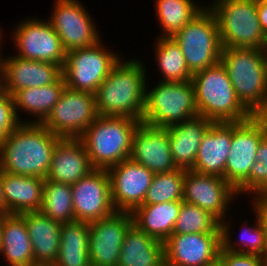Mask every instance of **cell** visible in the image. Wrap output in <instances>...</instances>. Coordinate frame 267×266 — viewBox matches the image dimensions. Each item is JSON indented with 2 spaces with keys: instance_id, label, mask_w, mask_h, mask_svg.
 <instances>
[{
  "instance_id": "6da1fadb",
  "label": "cell",
  "mask_w": 267,
  "mask_h": 266,
  "mask_svg": "<svg viewBox=\"0 0 267 266\" xmlns=\"http://www.w3.org/2000/svg\"><path fill=\"white\" fill-rule=\"evenodd\" d=\"M61 139L42 123H20L1 142V171L46 179L54 148Z\"/></svg>"
},
{
  "instance_id": "7a4b0ae2",
  "label": "cell",
  "mask_w": 267,
  "mask_h": 266,
  "mask_svg": "<svg viewBox=\"0 0 267 266\" xmlns=\"http://www.w3.org/2000/svg\"><path fill=\"white\" fill-rule=\"evenodd\" d=\"M121 60L95 93L98 115L129 117L142 122L148 84L145 66L138 59Z\"/></svg>"
},
{
  "instance_id": "3957f363",
  "label": "cell",
  "mask_w": 267,
  "mask_h": 266,
  "mask_svg": "<svg viewBox=\"0 0 267 266\" xmlns=\"http://www.w3.org/2000/svg\"><path fill=\"white\" fill-rule=\"evenodd\" d=\"M220 62L241 103L254 116H267V65L263 49L223 47Z\"/></svg>"
},
{
  "instance_id": "277c9868",
  "label": "cell",
  "mask_w": 267,
  "mask_h": 266,
  "mask_svg": "<svg viewBox=\"0 0 267 266\" xmlns=\"http://www.w3.org/2000/svg\"><path fill=\"white\" fill-rule=\"evenodd\" d=\"M191 81L198 116L214 123L244 122L254 116L238 99L228 72L220 61L194 73Z\"/></svg>"
},
{
  "instance_id": "5b68a950",
  "label": "cell",
  "mask_w": 267,
  "mask_h": 266,
  "mask_svg": "<svg viewBox=\"0 0 267 266\" xmlns=\"http://www.w3.org/2000/svg\"><path fill=\"white\" fill-rule=\"evenodd\" d=\"M141 121L129 117L99 116L79 138L90 163L96 169H108L128 159L132 141Z\"/></svg>"
},
{
  "instance_id": "8992f818",
  "label": "cell",
  "mask_w": 267,
  "mask_h": 266,
  "mask_svg": "<svg viewBox=\"0 0 267 266\" xmlns=\"http://www.w3.org/2000/svg\"><path fill=\"white\" fill-rule=\"evenodd\" d=\"M212 3L207 6L215 15L223 47L263 49L267 36L260 25L256 0Z\"/></svg>"
},
{
  "instance_id": "52a82bcc",
  "label": "cell",
  "mask_w": 267,
  "mask_h": 266,
  "mask_svg": "<svg viewBox=\"0 0 267 266\" xmlns=\"http://www.w3.org/2000/svg\"><path fill=\"white\" fill-rule=\"evenodd\" d=\"M148 86L145 87L143 123L166 128L198 116L192 81L159 80L152 89Z\"/></svg>"
},
{
  "instance_id": "ba28073f",
  "label": "cell",
  "mask_w": 267,
  "mask_h": 266,
  "mask_svg": "<svg viewBox=\"0 0 267 266\" xmlns=\"http://www.w3.org/2000/svg\"><path fill=\"white\" fill-rule=\"evenodd\" d=\"M194 74L220 61L222 43L214 13L206 5L173 36Z\"/></svg>"
},
{
  "instance_id": "9c48e42d",
  "label": "cell",
  "mask_w": 267,
  "mask_h": 266,
  "mask_svg": "<svg viewBox=\"0 0 267 266\" xmlns=\"http://www.w3.org/2000/svg\"><path fill=\"white\" fill-rule=\"evenodd\" d=\"M103 40L91 47L66 52L62 74L66 86L95 94L112 68L119 62V54L104 48ZM110 50V51H109Z\"/></svg>"
},
{
  "instance_id": "30bf717a",
  "label": "cell",
  "mask_w": 267,
  "mask_h": 266,
  "mask_svg": "<svg viewBox=\"0 0 267 266\" xmlns=\"http://www.w3.org/2000/svg\"><path fill=\"white\" fill-rule=\"evenodd\" d=\"M98 117L95 94L66 86L42 124L60 138H80Z\"/></svg>"
},
{
  "instance_id": "8fae6325",
  "label": "cell",
  "mask_w": 267,
  "mask_h": 266,
  "mask_svg": "<svg viewBox=\"0 0 267 266\" xmlns=\"http://www.w3.org/2000/svg\"><path fill=\"white\" fill-rule=\"evenodd\" d=\"M267 135V116L232 122V143L225 167V180L236 190L248 177L260 141Z\"/></svg>"
},
{
  "instance_id": "7c38bea8",
  "label": "cell",
  "mask_w": 267,
  "mask_h": 266,
  "mask_svg": "<svg viewBox=\"0 0 267 266\" xmlns=\"http://www.w3.org/2000/svg\"><path fill=\"white\" fill-rule=\"evenodd\" d=\"M49 22L66 52L91 47L101 40L92 16L78 0H55ZM91 16V17H90Z\"/></svg>"
},
{
  "instance_id": "4fadbf2b",
  "label": "cell",
  "mask_w": 267,
  "mask_h": 266,
  "mask_svg": "<svg viewBox=\"0 0 267 266\" xmlns=\"http://www.w3.org/2000/svg\"><path fill=\"white\" fill-rule=\"evenodd\" d=\"M30 19L18 23L12 32L13 38L11 39L14 40L16 50H18L16 56L58 64L63 68L66 51L48 19L47 21L34 17Z\"/></svg>"
},
{
  "instance_id": "5bb4252c",
  "label": "cell",
  "mask_w": 267,
  "mask_h": 266,
  "mask_svg": "<svg viewBox=\"0 0 267 266\" xmlns=\"http://www.w3.org/2000/svg\"><path fill=\"white\" fill-rule=\"evenodd\" d=\"M71 186L75 221L91 223L116 212L107 169L94 168Z\"/></svg>"
},
{
  "instance_id": "9a60e30c",
  "label": "cell",
  "mask_w": 267,
  "mask_h": 266,
  "mask_svg": "<svg viewBox=\"0 0 267 266\" xmlns=\"http://www.w3.org/2000/svg\"><path fill=\"white\" fill-rule=\"evenodd\" d=\"M116 212L132 213L144 202L154 173L130 158L107 169Z\"/></svg>"
},
{
  "instance_id": "2e32d148",
  "label": "cell",
  "mask_w": 267,
  "mask_h": 266,
  "mask_svg": "<svg viewBox=\"0 0 267 266\" xmlns=\"http://www.w3.org/2000/svg\"><path fill=\"white\" fill-rule=\"evenodd\" d=\"M132 224L130 212H115L108 218L89 223L91 266H118L124 236Z\"/></svg>"
},
{
  "instance_id": "e0dca14e",
  "label": "cell",
  "mask_w": 267,
  "mask_h": 266,
  "mask_svg": "<svg viewBox=\"0 0 267 266\" xmlns=\"http://www.w3.org/2000/svg\"><path fill=\"white\" fill-rule=\"evenodd\" d=\"M221 241V233L171 235L164 242V259L169 266H215Z\"/></svg>"
},
{
  "instance_id": "ac0fdd59",
  "label": "cell",
  "mask_w": 267,
  "mask_h": 266,
  "mask_svg": "<svg viewBox=\"0 0 267 266\" xmlns=\"http://www.w3.org/2000/svg\"><path fill=\"white\" fill-rule=\"evenodd\" d=\"M236 196V190L224 178L185 170L183 201L210 212L220 222Z\"/></svg>"
},
{
  "instance_id": "d6986e66",
  "label": "cell",
  "mask_w": 267,
  "mask_h": 266,
  "mask_svg": "<svg viewBox=\"0 0 267 266\" xmlns=\"http://www.w3.org/2000/svg\"><path fill=\"white\" fill-rule=\"evenodd\" d=\"M129 158L154 174L177 169L172 159L166 128L152 127L143 122L134 133Z\"/></svg>"
},
{
  "instance_id": "ffe728a7",
  "label": "cell",
  "mask_w": 267,
  "mask_h": 266,
  "mask_svg": "<svg viewBox=\"0 0 267 266\" xmlns=\"http://www.w3.org/2000/svg\"><path fill=\"white\" fill-rule=\"evenodd\" d=\"M94 168L79 138H62L53 151L47 180L73 185Z\"/></svg>"
},
{
  "instance_id": "44dd1931",
  "label": "cell",
  "mask_w": 267,
  "mask_h": 266,
  "mask_svg": "<svg viewBox=\"0 0 267 266\" xmlns=\"http://www.w3.org/2000/svg\"><path fill=\"white\" fill-rule=\"evenodd\" d=\"M231 143L232 122L213 123L202 137L199 152L191 170L225 179V167Z\"/></svg>"
},
{
  "instance_id": "7402d4cb",
  "label": "cell",
  "mask_w": 267,
  "mask_h": 266,
  "mask_svg": "<svg viewBox=\"0 0 267 266\" xmlns=\"http://www.w3.org/2000/svg\"><path fill=\"white\" fill-rule=\"evenodd\" d=\"M213 123L197 116L166 127L172 159L177 168L191 170L194 167L202 137Z\"/></svg>"
},
{
  "instance_id": "603a6c76",
  "label": "cell",
  "mask_w": 267,
  "mask_h": 266,
  "mask_svg": "<svg viewBox=\"0 0 267 266\" xmlns=\"http://www.w3.org/2000/svg\"><path fill=\"white\" fill-rule=\"evenodd\" d=\"M5 59L7 92L11 96L21 89L53 84L63 75L62 67L58 64L23 59L16 55Z\"/></svg>"
},
{
  "instance_id": "cb8c5ba5",
  "label": "cell",
  "mask_w": 267,
  "mask_h": 266,
  "mask_svg": "<svg viewBox=\"0 0 267 266\" xmlns=\"http://www.w3.org/2000/svg\"><path fill=\"white\" fill-rule=\"evenodd\" d=\"M25 219L36 265H53L60 248L61 226L40 211L21 214Z\"/></svg>"
},
{
  "instance_id": "d4e9b609",
  "label": "cell",
  "mask_w": 267,
  "mask_h": 266,
  "mask_svg": "<svg viewBox=\"0 0 267 266\" xmlns=\"http://www.w3.org/2000/svg\"><path fill=\"white\" fill-rule=\"evenodd\" d=\"M45 179L13 175L2 171L7 214L40 211Z\"/></svg>"
},
{
  "instance_id": "484cf974",
  "label": "cell",
  "mask_w": 267,
  "mask_h": 266,
  "mask_svg": "<svg viewBox=\"0 0 267 266\" xmlns=\"http://www.w3.org/2000/svg\"><path fill=\"white\" fill-rule=\"evenodd\" d=\"M1 255L9 266H36L32 242L21 214L2 215Z\"/></svg>"
},
{
  "instance_id": "4316f807",
  "label": "cell",
  "mask_w": 267,
  "mask_h": 266,
  "mask_svg": "<svg viewBox=\"0 0 267 266\" xmlns=\"http://www.w3.org/2000/svg\"><path fill=\"white\" fill-rule=\"evenodd\" d=\"M66 87L63 75L53 84L41 87L25 88L16 91L12 97L16 116L20 123V112L32 114L34 120H28L26 123H42L52 111L53 107L59 101L63 90ZM36 119V121H35Z\"/></svg>"
},
{
  "instance_id": "83f0119b",
  "label": "cell",
  "mask_w": 267,
  "mask_h": 266,
  "mask_svg": "<svg viewBox=\"0 0 267 266\" xmlns=\"http://www.w3.org/2000/svg\"><path fill=\"white\" fill-rule=\"evenodd\" d=\"M183 201L141 205L133 212V224L164 243L173 233Z\"/></svg>"
},
{
  "instance_id": "f1b7e54d",
  "label": "cell",
  "mask_w": 267,
  "mask_h": 266,
  "mask_svg": "<svg viewBox=\"0 0 267 266\" xmlns=\"http://www.w3.org/2000/svg\"><path fill=\"white\" fill-rule=\"evenodd\" d=\"M164 258V243L132 224L125 233L118 266H154Z\"/></svg>"
},
{
  "instance_id": "f546056e",
  "label": "cell",
  "mask_w": 267,
  "mask_h": 266,
  "mask_svg": "<svg viewBox=\"0 0 267 266\" xmlns=\"http://www.w3.org/2000/svg\"><path fill=\"white\" fill-rule=\"evenodd\" d=\"M54 266H91L89 258V223H62L60 248Z\"/></svg>"
},
{
  "instance_id": "4dcf8cb0",
  "label": "cell",
  "mask_w": 267,
  "mask_h": 266,
  "mask_svg": "<svg viewBox=\"0 0 267 266\" xmlns=\"http://www.w3.org/2000/svg\"><path fill=\"white\" fill-rule=\"evenodd\" d=\"M155 43V62L163 77L161 81H191L193 74L189 71L181 48L174 38L159 36Z\"/></svg>"
},
{
  "instance_id": "1f68e13d",
  "label": "cell",
  "mask_w": 267,
  "mask_h": 266,
  "mask_svg": "<svg viewBox=\"0 0 267 266\" xmlns=\"http://www.w3.org/2000/svg\"><path fill=\"white\" fill-rule=\"evenodd\" d=\"M195 0H156L155 13L162 28L161 37H172L204 7Z\"/></svg>"
},
{
  "instance_id": "d6a6232c",
  "label": "cell",
  "mask_w": 267,
  "mask_h": 266,
  "mask_svg": "<svg viewBox=\"0 0 267 266\" xmlns=\"http://www.w3.org/2000/svg\"><path fill=\"white\" fill-rule=\"evenodd\" d=\"M40 212L61 224L74 222L72 186L45 179Z\"/></svg>"
},
{
  "instance_id": "836d02e7",
  "label": "cell",
  "mask_w": 267,
  "mask_h": 266,
  "mask_svg": "<svg viewBox=\"0 0 267 266\" xmlns=\"http://www.w3.org/2000/svg\"><path fill=\"white\" fill-rule=\"evenodd\" d=\"M256 218L253 227L243 223L244 231L240 234L238 241L231 240V223L227 219H224L220 222L221 228V238H222V248L227 251H233L236 253H245V254H254L261 257V252L263 248V243L265 240L266 232L264 226L260 221L258 214L254 213ZM230 224V225H229ZM246 226V227H245ZM246 228V229H245ZM230 229V230H229ZM242 231V229H241ZM238 243H237V242ZM236 243V244H235ZM241 243V244H240Z\"/></svg>"
},
{
  "instance_id": "e575fe53",
  "label": "cell",
  "mask_w": 267,
  "mask_h": 266,
  "mask_svg": "<svg viewBox=\"0 0 267 266\" xmlns=\"http://www.w3.org/2000/svg\"><path fill=\"white\" fill-rule=\"evenodd\" d=\"M185 169L156 173L142 205L183 201Z\"/></svg>"
},
{
  "instance_id": "d590c367",
  "label": "cell",
  "mask_w": 267,
  "mask_h": 266,
  "mask_svg": "<svg viewBox=\"0 0 267 266\" xmlns=\"http://www.w3.org/2000/svg\"><path fill=\"white\" fill-rule=\"evenodd\" d=\"M221 233L220 221L197 205L182 202L172 235Z\"/></svg>"
},
{
  "instance_id": "8d00e7d4",
  "label": "cell",
  "mask_w": 267,
  "mask_h": 266,
  "mask_svg": "<svg viewBox=\"0 0 267 266\" xmlns=\"http://www.w3.org/2000/svg\"><path fill=\"white\" fill-rule=\"evenodd\" d=\"M255 159L249 177L236 189L237 195H267V135L260 141Z\"/></svg>"
},
{
  "instance_id": "74e56055",
  "label": "cell",
  "mask_w": 267,
  "mask_h": 266,
  "mask_svg": "<svg viewBox=\"0 0 267 266\" xmlns=\"http://www.w3.org/2000/svg\"><path fill=\"white\" fill-rule=\"evenodd\" d=\"M20 124L14 108L13 97L8 92L0 93V145Z\"/></svg>"
},
{
  "instance_id": "f35d334b",
  "label": "cell",
  "mask_w": 267,
  "mask_h": 266,
  "mask_svg": "<svg viewBox=\"0 0 267 266\" xmlns=\"http://www.w3.org/2000/svg\"><path fill=\"white\" fill-rule=\"evenodd\" d=\"M218 264L220 266H267L259 255L236 253L224 250L222 247L219 252Z\"/></svg>"
},
{
  "instance_id": "ab89813d",
  "label": "cell",
  "mask_w": 267,
  "mask_h": 266,
  "mask_svg": "<svg viewBox=\"0 0 267 266\" xmlns=\"http://www.w3.org/2000/svg\"><path fill=\"white\" fill-rule=\"evenodd\" d=\"M252 210L256 212L267 233V195L252 196Z\"/></svg>"
},
{
  "instance_id": "60d3db41",
  "label": "cell",
  "mask_w": 267,
  "mask_h": 266,
  "mask_svg": "<svg viewBox=\"0 0 267 266\" xmlns=\"http://www.w3.org/2000/svg\"><path fill=\"white\" fill-rule=\"evenodd\" d=\"M257 12L261 28L267 36V0H256Z\"/></svg>"
},
{
  "instance_id": "b9f144b4",
  "label": "cell",
  "mask_w": 267,
  "mask_h": 266,
  "mask_svg": "<svg viewBox=\"0 0 267 266\" xmlns=\"http://www.w3.org/2000/svg\"><path fill=\"white\" fill-rule=\"evenodd\" d=\"M7 92V71H6V59L0 61V93Z\"/></svg>"
},
{
  "instance_id": "7bdbcfd3",
  "label": "cell",
  "mask_w": 267,
  "mask_h": 266,
  "mask_svg": "<svg viewBox=\"0 0 267 266\" xmlns=\"http://www.w3.org/2000/svg\"><path fill=\"white\" fill-rule=\"evenodd\" d=\"M0 214L6 215L7 214V206L4 197L3 185H2V171L0 168Z\"/></svg>"
},
{
  "instance_id": "ee69618b",
  "label": "cell",
  "mask_w": 267,
  "mask_h": 266,
  "mask_svg": "<svg viewBox=\"0 0 267 266\" xmlns=\"http://www.w3.org/2000/svg\"><path fill=\"white\" fill-rule=\"evenodd\" d=\"M261 258L266 262L267 264V233L265 235V240L263 243V248H262V252H261Z\"/></svg>"
},
{
  "instance_id": "f6af8a7d",
  "label": "cell",
  "mask_w": 267,
  "mask_h": 266,
  "mask_svg": "<svg viewBox=\"0 0 267 266\" xmlns=\"http://www.w3.org/2000/svg\"><path fill=\"white\" fill-rule=\"evenodd\" d=\"M2 214H0V251H1V246H2Z\"/></svg>"
},
{
  "instance_id": "bcb514c9",
  "label": "cell",
  "mask_w": 267,
  "mask_h": 266,
  "mask_svg": "<svg viewBox=\"0 0 267 266\" xmlns=\"http://www.w3.org/2000/svg\"><path fill=\"white\" fill-rule=\"evenodd\" d=\"M263 52H264L265 61H266V65H267V37H266L265 44L263 47Z\"/></svg>"
},
{
  "instance_id": "7dc6e473",
  "label": "cell",
  "mask_w": 267,
  "mask_h": 266,
  "mask_svg": "<svg viewBox=\"0 0 267 266\" xmlns=\"http://www.w3.org/2000/svg\"><path fill=\"white\" fill-rule=\"evenodd\" d=\"M1 32H2V30H0V49H1V46H2V43H3V41H2L3 40V35H2ZM1 55H2V52L0 50V61L3 59Z\"/></svg>"
},
{
  "instance_id": "c3c4849f",
  "label": "cell",
  "mask_w": 267,
  "mask_h": 266,
  "mask_svg": "<svg viewBox=\"0 0 267 266\" xmlns=\"http://www.w3.org/2000/svg\"><path fill=\"white\" fill-rule=\"evenodd\" d=\"M154 266H169L168 263L165 261V259L163 258L157 265Z\"/></svg>"
},
{
  "instance_id": "681fc988",
  "label": "cell",
  "mask_w": 267,
  "mask_h": 266,
  "mask_svg": "<svg viewBox=\"0 0 267 266\" xmlns=\"http://www.w3.org/2000/svg\"><path fill=\"white\" fill-rule=\"evenodd\" d=\"M36 266H54V265H36Z\"/></svg>"
}]
</instances>
